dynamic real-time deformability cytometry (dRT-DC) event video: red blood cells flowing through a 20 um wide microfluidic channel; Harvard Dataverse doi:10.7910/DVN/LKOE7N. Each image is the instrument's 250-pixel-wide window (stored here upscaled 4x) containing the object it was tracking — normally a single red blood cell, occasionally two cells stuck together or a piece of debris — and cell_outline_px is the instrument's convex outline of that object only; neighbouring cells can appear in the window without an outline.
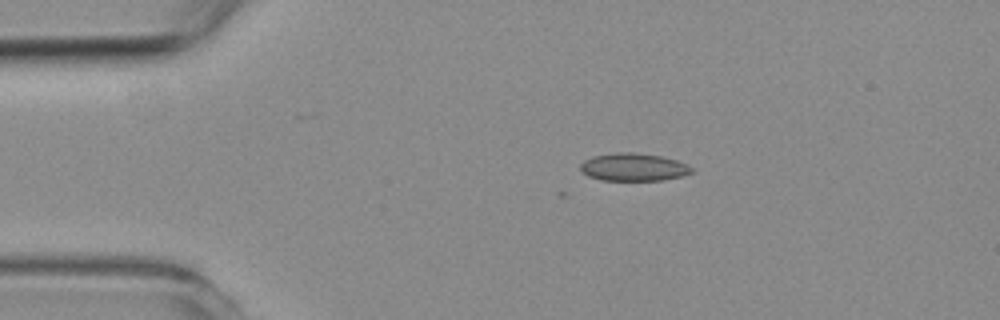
{"species": "common noctule bat (a hibernating species)", "species_latin": "Nyctalus noctula", "temperature_condition": "room temperature", "stored_images_in_passage": 47, "camera_frame_rate_fps": 3000, "um_per_image_px": 0.085, "animal": {"sex": "female", "body_mass_g": 19.3, "forearm_length_mm": 54.1}, "frame": {"image": 1, "passage_image": 1, "time_ms": 0.0, "image_size_px": [1000, 320], "cell_outline_px": [[692, 172], [680, 176], [664, 180], [600, 180], [588, 176], [580, 172], [580, 164], [584, 160], [592, 156], [616, 152], [632, 152], [660, 156], [676, 160], [692, 168]], "centroid_in_image_um": [53.77, 14.2], "position_along_channel_um": 31.2, "area_um2": 17.92}}
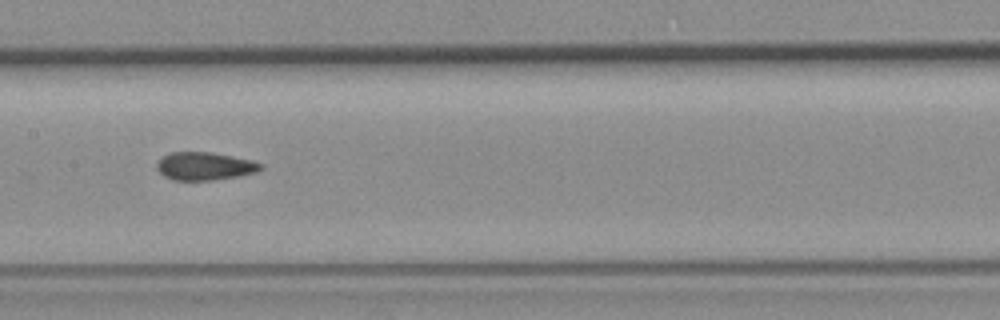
{"frame": {"image": 2, "passage_image": 18, "time_ms": 5.667, "image_size_px": [1000, 320], "cell_outline_px": [[264, 168], [256, 172], [240, 176], [212, 180], [172, 180], [164, 176], [156, 168], [156, 164], [160, 156], [172, 152], [212, 152], [252, 160], [264, 164]], "centroid_in_image_um": [17.4, 14.12], "position_along_channel_um": 190.0, "area_um2": 17.17}}
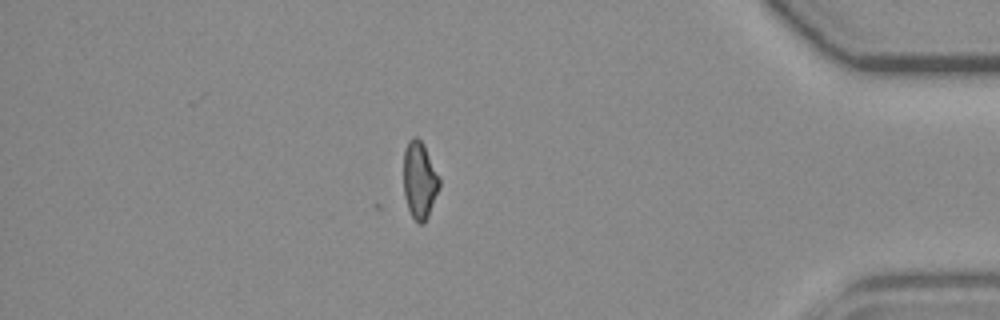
{"frame": {"image": 3, "passage_image": 39, "time_ms": 12.667, "image_size_px": [1000, 320], "cell_outline_px": [[440, 188], [428, 216], [424, 224], [420, 224], [412, 216], [408, 208], [404, 196], [404, 148], [408, 140], [412, 136], [416, 136], [424, 144], [440, 176]], "centroid_in_image_um": [35.67, 15.28], "position_along_channel_um": 399.5, "area_um2": 16.36}, "authors_computed_cell_mechanics": {"area_um2": 17.2244, "velocity_mm_per_s": 3.5952, "shape_relaxation_time_tau1_ms": null, "shape_relaxation_time_tau2_ms": 2.2975, "deformation_change_tau1": null, "deformation_change_tau2": 0.0633}}